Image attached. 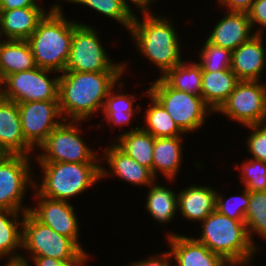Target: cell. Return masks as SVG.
<instances>
[{
	"label": "cell",
	"instance_id": "obj_32",
	"mask_svg": "<svg viewBox=\"0 0 266 266\" xmlns=\"http://www.w3.org/2000/svg\"><path fill=\"white\" fill-rule=\"evenodd\" d=\"M245 225L251 243L260 250V246L254 241V236L262 237L261 239L266 241V191L250 192Z\"/></svg>",
	"mask_w": 266,
	"mask_h": 266
},
{
	"label": "cell",
	"instance_id": "obj_38",
	"mask_svg": "<svg viewBox=\"0 0 266 266\" xmlns=\"http://www.w3.org/2000/svg\"><path fill=\"white\" fill-rule=\"evenodd\" d=\"M153 254L148 255L146 259L134 261L132 259L128 266H174L173 255L170 250Z\"/></svg>",
	"mask_w": 266,
	"mask_h": 266
},
{
	"label": "cell",
	"instance_id": "obj_30",
	"mask_svg": "<svg viewBox=\"0 0 266 266\" xmlns=\"http://www.w3.org/2000/svg\"><path fill=\"white\" fill-rule=\"evenodd\" d=\"M183 60L168 70L161 79L171 88L201 96L202 67L195 61Z\"/></svg>",
	"mask_w": 266,
	"mask_h": 266
},
{
	"label": "cell",
	"instance_id": "obj_26",
	"mask_svg": "<svg viewBox=\"0 0 266 266\" xmlns=\"http://www.w3.org/2000/svg\"><path fill=\"white\" fill-rule=\"evenodd\" d=\"M239 79L231 69L202 71L201 96L215 113L234 91Z\"/></svg>",
	"mask_w": 266,
	"mask_h": 266
},
{
	"label": "cell",
	"instance_id": "obj_44",
	"mask_svg": "<svg viewBox=\"0 0 266 266\" xmlns=\"http://www.w3.org/2000/svg\"><path fill=\"white\" fill-rule=\"evenodd\" d=\"M4 99V85H3V78L0 74V100Z\"/></svg>",
	"mask_w": 266,
	"mask_h": 266
},
{
	"label": "cell",
	"instance_id": "obj_8",
	"mask_svg": "<svg viewBox=\"0 0 266 266\" xmlns=\"http://www.w3.org/2000/svg\"><path fill=\"white\" fill-rule=\"evenodd\" d=\"M73 29L65 71L125 72V61L114 62L102 43L98 28L82 21Z\"/></svg>",
	"mask_w": 266,
	"mask_h": 266
},
{
	"label": "cell",
	"instance_id": "obj_41",
	"mask_svg": "<svg viewBox=\"0 0 266 266\" xmlns=\"http://www.w3.org/2000/svg\"><path fill=\"white\" fill-rule=\"evenodd\" d=\"M122 1L129 8L131 12L136 14L137 11V13L139 14V13H154V12L156 13V11L152 9L153 8L152 5H156V3H158V1L160 0H122ZM133 7H135L136 10Z\"/></svg>",
	"mask_w": 266,
	"mask_h": 266
},
{
	"label": "cell",
	"instance_id": "obj_20",
	"mask_svg": "<svg viewBox=\"0 0 266 266\" xmlns=\"http://www.w3.org/2000/svg\"><path fill=\"white\" fill-rule=\"evenodd\" d=\"M0 148L7 155L35 156L36 150L25 140L18 103L0 100Z\"/></svg>",
	"mask_w": 266,
	"mask_h": 266
},
{
	"label": "cell",
	"instance_id": "obj_27",
	"mask_svg": "<svg viewBox=\"0 0 266 266\" xmlns=\"http://www.w3.org/2000/svg\"><path fill=\"white\" fill-rule=\"evenodd\" d=\"M144 93V94H143ZM141 95L148 98V105L144 109L142 128L154 138H166L184 136V132L178 127L165 108L150 94L148 89L141 91ZM147 95V96H146Z\"/></svg>",
	"mask_w": 266,
	"mask_h": 266
},
{
	"label": "cell",
	"instance_id": "obj_12",
	"mask_svg": "<svg viewBox=\"0 0 266 266\" xmlns=\"http://www.w3.org/2000/svg\"><path fill=\"white\" fill-rule=\"evenodd\" d=\"M59 75L40 67L10 74L3 79L4 99L16 103L58 100Z\"/></svg>",
	"mask_w": 266,
	"mask_h": 266
},
{
	"label": "cell",
	"instance_id": "obj_10",
	"mask_svg": "<svg viewBox=\"0 0 266 266\" xmlns=\"http://www.w3.org/2000/svg\"><path fill=\"white\" fill-rule=\"evenodd\" d=\"M31 159L34 156L6 154L0 160V209L29 211L30 204L24 201L27 192L34 190L35 163Z\"/></svg>",
	"mask_w": 266,
	"mask_h": 266
},
{
	"label": "cell",
	"instance_id": "obj_7",
	"mask_svg": "<svg viewBox=\"0 0 266 266\" xmlns=\"http://www.w3.org/2000/svg\"><path fill=\"white\" fill-rule=\"evenodd\" d=\"M22 251L25 254L21 257H51L60 261L90 258L72 239L39 222L29 211L22 223Z\"/></svg>",
	"mask_w": 266,
	"mask_h": 266
},
{
	"label": "cell",
	"instance_id": "obj_4",
	"mask_svg": "<svg viewBox=\"0 0 266 266\" xmlns=\"http://www.w3.org/2000/svg\"><path fill=\"white\" fill-rule=\"evenodd\" d=\"M35 163L38 169L41 168V174H37V179L34 174V190L40 196L50 199L70 202L72 198L76 199V196L102 182L101 163Z\"/></svg>",
	"mask_w": 266,
	"mask_h": 266
},
{
	"label": "cell",
	"instance_id": "obj_14",
	"mask_svg": "<svg viewBox=\"0 0 266 266\" xmlns=\"http://www.w3.org/2000/svg\"><path fill=\"white\" fill-rule=\"evenodd\" d=\"M18 108L24 138L34 149L64 120L58 100L18 103Z\"/></svg>",
	"mask_w": 266,
	"mask_h": 266
},
{
	"label": "cell",
	"instance_id": "obj_3",
	"mask_svg": "<svg viewBox=\"0 0 266 266\" xmlns=\"http://www.w3.org/2000/svg\"><path fill=\"white\" fill-rule=\"evenodd\" d=\"M62 7L63 5L57 3L26 40L36 66L59 74L65 71L73 29L78 24L77 20L67 18Z\"/></svg>",
	"mask_w": 266,
	"mask_h": 266
},
{
	"label": "cell",
	"instance_id": "obj_2",
	"mask_svg": "<svg viewBox=\"0 0 266 266\" xmlns=\"http://www.w3.org/2000/svg\"><path fill=\"white\" fill-rule=\"evenodd\" d=\"M170 18L172 17L169 15L166 17L165 12L139 15L136 13L128 31L136 52H139L140 57L153 63L154 68L157 67L159 78L184 60L183 43L174 26V19Z\"/></svg>",
	"mask_w": 266,
	"mask_h": 266
},
{
	"label": "cell",
	"instance_id": "obj_23",
	"mask_svg": "<svg viewBox=\"0 0 266 266\" xmlns=\"http://www.w3.org/2000/svg\"><path fill=\"white\" fill-rule=\"evenodd\" d=\"M183 136L155 138L153 149L152 174L158 180L161 174L166 181L174 185L183 165ZM184 145V146H183ZM160 172V173H159Z\"/></svg>",
	"mask_w": 266,
	"mask_h": 266
},
{
	"label": "cell",
	"instance_id": "obj_40",
	"mask_svg": "<svg viewBox=\"0 0 266 266\" xmlns=\"http://www.w3.org/2000/svg\"><path fill=\"white\" fill-rule=\"evenodd\" d=\"M216 5L225 8L224 11L248 13L254 0H216Z\"/></svg>",
	"mask_w": 266,
	"mask_h": 266
},
{
	"label": "cell",
	"instance_id": "obj_24",
	"mask_svg": "<svg viewBox=\"0 0 266 266\" xmlns=\"http://www.w3.org/2000/svg\"><path fill=\"white\" fill-rule=\"evenodd\" d=\"M167 187L156 180L146 188L148 191L146 190L147 194H145L146 199L144 200V209L150 214L151 219L156 220V224L162 226L163 229L168 227L167 225L174 219L176 220L175 217L178 215V193L173 190V186Z\"/></svg>",
	"mask_w": 266,
	"mask_h": 266
},
{
	"label": "cell",
	"instance_id": "obj_46",
	"mask_svg": "<svg viewBox=\"0 0 266 266\" xmlns=\"http://www.w3.org/2000/svg\"><path fill=\"white\" fill-rule=\"evenodd\" d=\"M4 41H5L4 37L0 34V49Z\"/></svg>",
	"mask_w": 266,
	"mask_h": 266
},
{
	"label": "cell",
	"instance_id": "obj_22",
	"mask_svg": "<svg viewBox=\"0 0 266 266\" xmlns=\"http://www.w3.org/2000/svg\"><path fill=\"white\" fill-rule=\"evenodd\" d=\"M216 187L207 184H189L179 190L178 214L191 223L200 224L208 215L215 210Z\"/></svg>",
	"mask_w": 266,
	"mask_h": 266
},
{
	"label": "cell",
	"instance_id": "obj_45",
	"mask_svg": "<svg viewBox=\"0 0 266 266\" xmlns=\"http://www.w3.org/2000/svg\"><path fill=\"white\" fill-rule=\"evenodd\" d=\"M6 155V153L0 148V160Z\"/></svg>",
	"mask_w": 266,
	"mask_h": 266
},
{
	"label": "cell",
	"instance_id": "obj_9",
	"mask_svg": "<svg viewBox=\"0 0 266 266\" xmlns=\"http://www.w3.org/2000/svg\"><path fill=\"white\" fill-rule=\"evenodd\" d=\"M149 84L148 93L165 108L185 135L202 129L206 118L214 114L202 96L171 88L159 77Z\"/></svg>",
	"mask_w": 266,
	"mask_h": 266
},
{
	"label": "cell",
	"instance_id": "obj_42",
	"mask_svg": "<svg viewBox=\"0 0 266 266\" xmlns=\"http://www.w3.org/2000/svg\"><path fill=\"white\" fill-rule=\"evenodd\" d=\"M42 1L43 0H0V10H12L27 7H44Z\"/></svg>",
	"mask_w": 266,
	"mask_h": 266
},
{
	"label": "cell",
	"instance_id": "obj_29",
	"mask_svg": "<svg viewBox=\"0 0 266 266\" xmlns=\"http://www.w3.org/2000/svg\"><path fill=\"white\" fill-rule=\"evenodd\" d=\"M33 53L26 40H5L0 49V74H10L36 68Z\"/></svg>",
	"mask_w": 266,
	"mask_h": 266
},
{
	"label": "cell",
	"instance_id": "obj_5",
	"mask_svg": "<svg viewBox=\"0 0 266 266\" xmlns=\"http://www.w3.org/2000/svg\"><path fill=\"white\" fill-rule=\"evenodd\" d=\"M200 224L199 235H192L198 242L231 265H252L259 250L249 239L245 221L231 219L214 210Z\"/></svg>",
	"mask_w": 266,
	"mask_h": 266
},
{
	"label": "cell",
	"instance_id": "obj_25",
	"mask_svg": "<svg viewBox=\"0 0 266 266\" xmlns=\"http://www.w3.org/2000/svg\"><path fill=\"white\" fill-rule=\"evenodd\" d=\"M25 212L0 209V262L20 261Z\"/></svg>",
	"mask_w": 266,
	"mask_h": 266
},
{
	"label": "cell",
	"instance_id": "obj_28",
	"mask_svg": "<svg viewBox=\"0 0 266 266\" xmlns=\"http://www.w3.org/2000/svg\"><path fill=\"white\" fill-rule=\"evenodd\" d=\"M112 139V142L121 151L136 160L142 166L149 168L152 172L155 138L150 133H147L140 127L136 130L123 133L117 138L113 136Z\"/></svg>",
	"mask_w": 266,
	"mask_h": 266
},
{
	"label": "cell",
	"instance_id": "obj_18",
	"mask_svg": "<svg viewBox=\"0 0 266 266\" xmlns=\"http://www.w3.org/2000/svg\"><path fill=\"white\" fill-rule=\"evenodd\" d=\"M266 34H256L232 51L231 70L239 81H264Z\"/></svg>",
	"mask_w": 266,
	"mask_h": 266
},
{
	"label": "cell",
	"instance_id": "obj_6",
	"mask_svg": "<svg viewBox=\"0 0 266 266\" xmlns=\"http://www.w3.org/2000/svg\"><path fill=\"white\" fill-rule=\"evenodd\" d=\"M83 122L63 120L36 149L34 162L101 163L100 151L82 136Z\"/></svg>",
	"mask_w": 266,
	"mask_h": 266
},
{
	"label": "cell",
	"instance_id": "obj_43",
	"mask_svg": "<svg viewBox=\"0 0 266 266\" xmlns=\"http://www.w3.org/2000/svg\"><path fill=\"white\" fill-rule=\"evenodd\" d=\"M3 264V266H29L28 264L22 261H6Z\"/></svg>",
	"mask_w": 266,
	"mask_h": 266
},
{
	"label": "cell",
	"instance_id": "obj_37",
	"mask_svg": "<svg viewBox=\"0 0 266 266\" xmlns=\"http://www.w3.org/2000/svg\"><path fill=\"white\" fill-rule=\"evenodd\" d=\"M249 20L256 34L266 33V0H254L250 11ZM258 26V28H257Z\"/></svg>",
	"mask_w": 266,
	"mask_h": 266
},
{
	"label": "cell",
	"instance_id": "obj_21",
	"mask_svg": "<svg viewBox=\"0 0 266 266\" xmlns=\"http://www.w3.org/2000/svg\"><path fill=\"white\" fill-rule=\"evenodd\" d=\"M45 7H27L0 10V34L5 40H27L44 16L57 4Z\"/></svg>",
	"mask_w": 266,
	"mask_h": 266
},
{
	"label": "cell",
	"instance_id": "obj_36",
	"mask_svg": "<svg viewBox=\"0 0 266 266\" xmlns=\"http://www.w3.org/2000/svg\"><path fill=\"white\" fill-rule=\"evenodd\" d=\"M249 130L245 143L249 157L266 162V123L245 126ZM251 131V132H250Z\"/></svg>",
	"mask_w": 266,
	"mask_h": 266
},
{
	"label": "cell",
	"instance_id": "obj_11",
	"mask_svg": "<svg viewBox=\"0 0 266 266\" xmlns=\"http://www.w3.org/2000/svg\"><path fill=\"white\" fill-rule=\"evenodd\" d=\"M216 113L243 127L266 123V80L239 81Z\"/></svg>",
	"mask_w": 266,
	"mask_h": 266
},
{
	"label": "cell",
	"instance_id": "obj_17",
	"mask_svg": "<svg viewBox=\"0 0 266 266\" xmlns=\"http://www.w3.org/2000/svg\"><path fill=\"white\" fill-rule=\"evenodd\" d=\"M124 79H120L117 84L109 91L105 104L102 110L103 116L102 120H104V123H107L108 127H110V131L114 129L115 126H118L124 129L125 126H131L130 129H126L124 132L122 131L121 133H117L116 138L123 133H127L132 130H136L141 127V124L137 126H133L132 120L134 118L136 119V115L138 118L139 113H142V106H140L139 103H135L137 101L138 96H136V93L131 92L126 94L127 90H124V84L126 82H123ZM136 96V97H135ZM135 104H138L137 106ZM138 113V114H137ZM106 121V122H105Z\"/></svg>",
	"mask_w": 266,
	"mask_h": 266
},
{
	"label": "cell",
	"instance_id": "obj_16",
	"mask_svg": "<svg viewBox=\"0 0 266 266\" xmlns=\"http://www.w3.org/2000/svg\"><path fill=\"white\" fill-rule=\"evenodd\" d=\"M166 243L173 255L174 266H230L222 256L210 251L204 244L198 242L192 234L167 232Z\"/></svg>",
	"mask_w": 266,
	"mask_h": 266
},
{
	"label": "cell",
	"instance_id": "obj_47",
	"mask_svg": "<svg viewBox=\"0 0 266 266\" xmlns=\"http://www.w3.org/2000/svg\"><path fill=\"white\" fill-rule=\"evenodd\" d=\"M230 266H251V265H230Z\"/></svg>",
	"mask_w": 266,
	"mask_h": 266
},
{
	"label": "cell",
	"instance_id": "obj_19",
	"mask_svg": "<svg viewBox=\"0 0 266 266\" xmlns=\"http://www.w3.org/2000/svg\"><path fill=\"white\" fill-rule=\"evenodd\" d=\"M223 13L221 19H217L216 24L211 27L206 40L232 52L256 33L252 28L248 13L230 11Z\"/></svg>",
	"mask_w": 266,
	"mask_h": 266
},
{
	"label": "cell",
	"instance_id": "obj_13",
	"mask_svg": "<svg viewBox=\"0 0 266 266\" xmlns=\"http://www.w3.org/2000/svg\"><path fill=\"white\" fill-rule=\"evenodd\" d=\"M30 200L33 204L29 212L41 223L49 226L57 233L72 239L89 257L92 256L81 244L80 220L75 206L71 202L54 200L40 196L35 190L32 191Z\"/></svg>",
	"mask_w": 266,
	"mask_h": 266
},
{
	"label": "cell",
	"instance_id": "obj_34",
	"mask_svg": "<svg viewBox=\"0 0 266 266\" xmlns=\"http://www.w3.org/2000/svg\"><path fill=\"white\" fill-rule=\"evenodd\" d=\"M242 189L241 194L238 193L229 197L221 193L222 191H217L215 210L231 219L245 221V215L249 208L250 192L244 187Z\"/></svg>",
	"mask_w": 266,
	"mask_h": 266
},
{
	"label": "cell",
	"instance_id": "obj_1",
	"mask_svg": "<svg viewBox=\"0 0 266 266\" xmlns=\"http://www.w3.org/2000/svg\"><path fill=\"white\" fill-rule=\"evenodd\" d=\"M127 60H124L125 72H62L58 103L63 119L89 122L97 113H102L109 91L126 75L130 65Z\"/></svg>",
	"mask_w": 266,
	"mask_h": 266
},
{
	"label": "cell",
	"instance_id": "obj_35",
	"mask_svg": "<svg viewBox=\"0 0 266 266\" xmlns=\"http://www.w3.org/2000/svg\"><path fill=\"white\" fill-rule=\"evenodd\" d=\"M201 46L197 53L199 55L197 62L201 65L202 71L216 72L231 69L232 52L230 50L213 45L206 39Z\"/></svg>",
	"mask_w": 266,
	"mask_h": 266
},
{
	"label": "cell",
	"instance_id": "obj_15",
	"mask_svg": "<svg viewBox=\"0 0 266 266\" xmlns=\"http://www.w3.org/2000/svg\"><path fill=\"white\" fill-rule=\"evenodd\" d=\"M101 153V180L109 176L118 177L129 185L140 188L148 187L157 180L149 168L126 155L113 142L103 149L101 147Z\"/></svg>",
	"mask_w": 266,
	"mask_h": 266
},
{
	"label": "cell",
	"instance_id": "obj_39",
	"mask_svg": "<svg viewBox=\"0 0 266 266\" xmlns=\"http://www.w3.org/2000/svg\"><path fill=\"white\" fill-rule=\"evenodd\" d=\"M29 266H87L89 261H60L51 257H21ZM32 261V262H31Z\"/></svg>",
	"mask_w": 266,
	"mask_h": 266
},
{
	"label": "cell",
	"instance_id": "obj_33",
	"mask_svg": "<svg viewBox=\"0 0 266 266\" xmlns=\"http://www.w3.org/2000/svg\"><path fill=\"white\" fill-rule=\"evenodd\" d=\"M243 159V162L232 163L235 169L239 170L237 175L244 188L249 192L266 191V162L261 160L249 158Z\"/></svg>",
	"mask_w": 266,
	"mask_h": 266
},
{
	"label": "cell",
	"instance_id": "obj_31",
	"mask_svg": "<svg viewBox=\"0 0 266 266\" xmlns=\"http://www.w3.org/2000/svg\"><path fill=\"white\" fill-rule=\"evenodd\" d=\"M58 4L68 3L76 4L93 10L95 13L107 17L110 20L117 22V25L124 27V30L129 31L134 13L123 3L122 0H57ZM64 1V2H63Z\"/></svg>",
	"mask_w": 266,
	"mask_h": 266
}]
</instances>
